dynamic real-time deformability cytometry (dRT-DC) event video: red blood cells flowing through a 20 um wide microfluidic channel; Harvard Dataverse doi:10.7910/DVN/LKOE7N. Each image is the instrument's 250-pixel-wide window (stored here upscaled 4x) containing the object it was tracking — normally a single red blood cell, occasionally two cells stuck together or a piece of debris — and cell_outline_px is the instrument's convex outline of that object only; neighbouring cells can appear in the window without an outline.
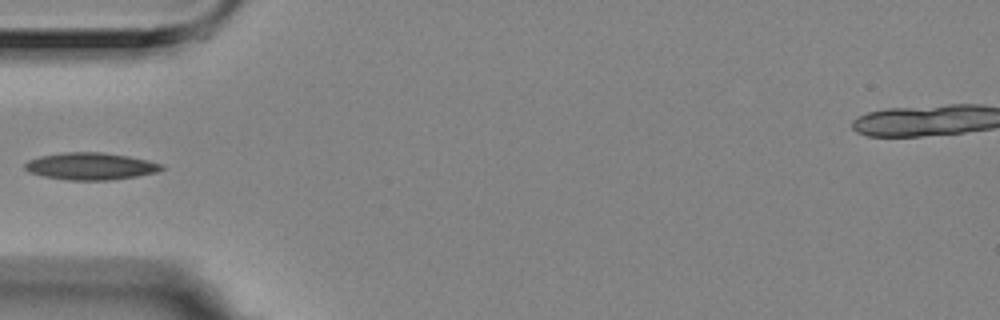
{"species": "Egyptian fruit bat (a non-hibernating species)", "species_latin": "Rousettus aegyptiacus", "temperature_condition": "room temperature", "stored_images_in_passage": 1, "camera_frame_rate_fps": 3000, "um_per_image_px": 0.085, "animal": {"sex": "female"}, "frame": {"image": 1, "passage_image": 1, "time_ms": 0.0, "image_size_px": [1000, 320], "cell_outline_px": [[164, 168], [156, 172], [136, 176], [112, 180], [68, 180], [44, 176], [28, 172], [24, 168], [24, 164], [28, 160], [40, 156], [64, 152], [100, 152], [128, 156], [164, 164]], "centroid_in_image_um": [7.68, 14.13], "position_along_channel_um": 77.3, "area_um2": 21.56}}